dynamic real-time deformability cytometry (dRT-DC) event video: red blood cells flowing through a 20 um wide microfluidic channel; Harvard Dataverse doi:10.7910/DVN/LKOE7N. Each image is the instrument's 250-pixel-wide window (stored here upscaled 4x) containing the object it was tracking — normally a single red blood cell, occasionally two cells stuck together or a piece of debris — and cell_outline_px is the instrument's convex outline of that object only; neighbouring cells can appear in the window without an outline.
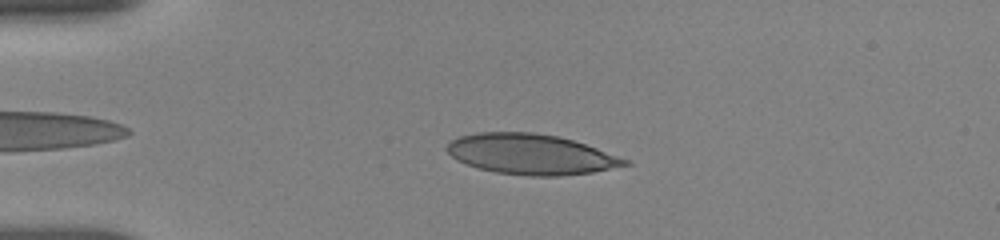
{"species": "human", "species_latin": "Homo sapiens", "temperature_condition": "room temperature", "stored_images_in_passage": 49, "camera_frame_rate_fps": 3000, "um_per_image_px": 0.085, "donor": {"sex": "female"}, "frame": {"image": 1, "passage_image": 7, "time_ms": 2.0, "image_size_px": [1000, 240], "cell_outline_px": [[632, 164], [592, 172], [560, 176], [532, 176], [496, 172], [480, 168], [456, 160], [448, 152], [448, 144], [452, 140], [460, 136], [476, 132], [532, 132], [556, 136], [572, 140], [632, 160]], "centroid_in_image_um": [45.16, 13.11], "position_along_channel_um": 39.8, "area_um2": 41.56}}
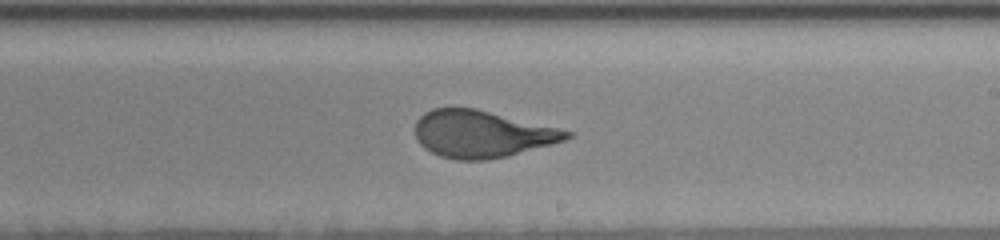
{"frame": {"image": 2, "passage_image": 27, "time_ms": 8.667, "image_size_px": [1000, 240], "cell_outline_px": [[576, 132], [572, 136], [564, 140], [552, 144], [508, 156], [488, 160], [456, 160], [440, 156], [424, 148], [416, 140], [416, 120], [424, 112], [432, 108], [476, 108]], "centroid_in_image_um": [40.96, 11.39], "position_along_channel_um": 248.0, "area_um2": 41.73}}
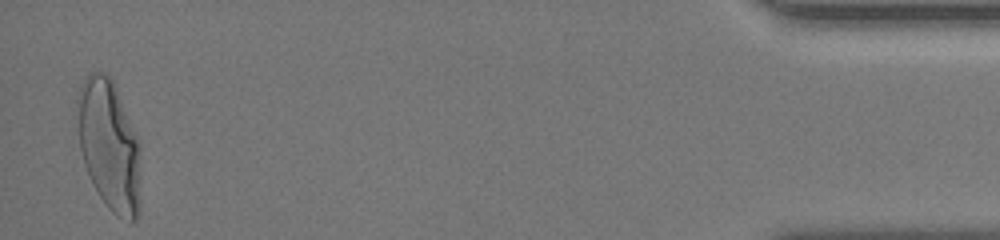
{"frame": {"image": 3, "passage_image": 48, "time_ms": 15.667, "image_size_px": [1000, 240], "cell_outline_px": [[140, 216], [136, 220], [132, 220], [116, 216], [108, 208], [92, 184], [84, 164], [80, 148], [76, 100], [80, 84], [92, 72], [100, 72], [108, 76], [112, 80], [116, 88], [140, 144]], "centroid_in_image_um": [9.29, 12.39], "position_along_channel_um": 425.9, "area_um2": 48.26}, "authors_computed_cell_mechanics": {"area_um2": 42.194, "velocity_mm_per_s": 3.6452, "shape_relaxation_time_tau1_ms": 4.9936, "shape_relaxation_time_tau2_ms": null, "deformation_change_tau1": 0.2099, "deformation_change_tau2": null}}